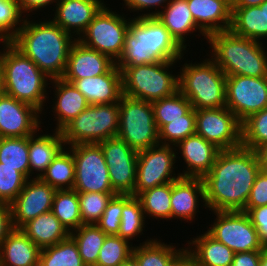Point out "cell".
<instances>
[{"label": "cell", "instance_id": "26", "mask_svg": "<svg viewBox=\"0 0 267 266\" xmlns=\"http://www.w3.org/2000/svg\"><path fill=\"white\" fill-rule=\"evenodd\" d=\"M55 88L54 96L55 106H53V114L57 122L56 129L61 131L70 121L76 118L88 106L85 96L72 84L66 82L62 78H54L50 80Z\"/></svg>", "mask_w": 267, "mask_h": 266}, {"label": "cell", "instance_id": "47", "mask_svg": "<svg viewBox=\"0 0 267 266\" xmlns=\"http://www.w3.org/2000/svg\"><path fill=\"white\" fill-rule=\"evenodd\" d=\"M123 211V194H117L108 202L104 213L96 225L107 235H117Z\"/></svg>", "mask_w": 267, "mask_h": 266}, {"label": "cell", "instance_id": "13", "mask_svg": "<svg viewBox=\"0 0 267 266\" xmlns=\"http://www.w3.org/2000/svg\"><path fill=\"white\" fill-rule=\"evenodd\" d=\"M217 216L207 232L234 253L262 250L258 232L246 212L214 211Z\"/></svg>", "mask_w": 267, "mask_h": 266}, {"label": "cell", "instance_id": "32", "mask_svg": "<svg viewBox=\"0 0 267 266\" xmlns=\"http://www.w3.org/2000/svg\"><path fill=\"white\" fill-rule=\"evenodd\" d=\"M65 147L57 154L40 179L56 190L73 189L75 162L72 151Z\"/></svg>", "mask_w": 267, "mask_h": 266}, {"label": "cell", "instance_id": "7", "mask_svg": "<svg viewBox=\"0 0 267 266\" xmlns=\"http://www.w3.org/2000/svg\"><path fill=\"white\" fill-rule=\"evenodd\" d=\"M176 61H157L138 66H126L121 70L122 92L130 98L154 102L175 94L179 76L169 68Z\"/></svg>", "mask_w": 267, "mask_h": 266}, {"label": "cell", "instance_id": "60", "mask_svg": "<svg viewBox=\"0 0 267 266\" xmlns=\"http://www.w3.org/2000/svg\"><path fill=\"white\" fill-rule=\"evenodd\" d=\"M2 93L1 77H0V94Z\"/></svg>", "mask_w": 267, "mask_h": 266}, {"label": "cell", "instance_id": "50", "mask_svg": "<svg viewBox=\"0 0 267 266\" xmlns=\"http://www.w3.org/2000/svg\"><path fill=\"white\" fill-rule=\"evenodd\" d=\"M13 229L10 204L0 202V245Z\"/></svg>", "mask_w": 267, "mask_h": 266}, {"label": "cell", "instance_id": "35", "mask_svg": "<svg viewBox=\"0 0 267 266\" xmlns=\"http://www.w3.org/2000/svg\"><path fill=\"white\" fill-rule=\"evenodd\" d=\"M28 137L0 138L1 166L16 168L27 179L30 178Z\"/></svg>", "mask_w": 267, "mask_h": 266}, {"label": "cell", "instance_id": "15", "mask_svg": "<svg viewBox=\"0 0 267 266\" xmlns=\"http://www.w3.org/2000/svg\"><path fill=\"white\" fill-rule=\"evenodd\" d=\"M226 107L242 123L267 107V76H226Z\"/></svg>", "mask_w": 267, "mask_h": 266}, {"label": "cell", "instance_id": "45", "mask_svg": "<svg viewBox=\"0 0 267 266\" xmlns=\"http://www.w3.org/2000/svg\"><path fill=\"white\" fill-rule=\"evenodd\" d=\"M23 20L17 0H0V42L10 41L21 28Z\"/></svg>", "mask_w": 267, "mask_h": 266}, {"label": "cell", "instance_id": "33", "mask_svg": "<svg viewBox=\"0 0 267 266\" xmlns=\"http://www.w3.org/2000/svg\"><path fill=\"white\" fill-rule=\"evenodd\" d=\"M107 234L96 224H83L70 233L86 266H94Z\"/></svg>", "mask_w": 267, "mask_h": 266}, {"label": "cell", "instance_id": "30", "mask_svg": "<svg viewBox=\"0 0 267 266\" xmlns=\"http://www.w3.org/2000/svg\"><path fill=\"white\" fill-rule=\"evenodd\" d=\"M187 246L193 255L196 266L232 265L234 251L217 241L207 231L193 238ZM192 247L194 248L192 249Z\"/></svg>", "mask_w": 267, "mask_h": 266}, {"label": "cell", "instance_id": "44", "mask_svg": "<svg viewBox=\"0 0 267 266\" xmlns=\"http://www.w3.org/2000/svg\"><path fill=\"white\" fill-rule=\"evenodd\" d=\"M117 193L78 192L82 224H96Z\"/></svg>", "mask_w": 267, "mask_h": 266}, {"label": "cell", "instance_id": "49", "mask_svg": "<svg viewBox=\"0 0 267 266\" xmlns=\"http://www.w3.org/2000/svg\"><path fill=\"white\" fill-rule=\"evenodd\" d=\"M247 214L258 232L260 242L267 247V205L252 208Z\"/></svg>", "mask_w": 267, "mask_h": 266}, {"label": "cell", "instance_id": "21", "mask_svg": "<svg viewBox=\"0 0 267 266\" xmlns=\"http://www.w3.org/2000/svg\"><path fill=\"white\" fill-rule=\"evenodd\" d=\"M65 81L72 83L89 105L119 103L123 95L121 70L116 65L106 74Z\"/></svg>", "mask_w": 267, "mask_h": 266}, {"label": "cell", "instance_id": "51", "mask_svg": "<svg viewBox=\"0 0 267 266\" xmlns=\"http://www.w3.org/2000/svg\"><path fill=\"white\" fill-rule=\"evenodd\" d=\"M261 250L234 253L231 266H259Z\"/></svg>", "mask_w": 267, "mask_h": 266}, {"label": "cell", "instance_id": "22", "mask_svg": "<svg viewBox=\"0 0 267 266\" xmlns=\"http://www.w3.org/2000/svg\"><path fill=\"white\" fill-rule=\"evenodd\" d=\"M175 147L187 164L181 177L203 178L210 172L220 149L197 134L186 137Z\"/></svg>", "mask_w": 267, "mask_h": 266}, {"label": "cell", "instance_id": "46", "mask_svg": "<svg viewBox=\"0 0 267 266\" xmlns=\"http://www.w3.org/2000/svg\"><path fill=\"white\" fill-rule=\"evenodd\" d=\"M27 180L16 168L1 166L0 162V202L11 204L22 191Z\"/></svg>", "mask_w": 267, "mask_h": 266}, {"label": "cell", "instance_id": "36", "mask_svg": "<svg viewBox=\"0 0 267 266\" xmlns=\"http://www.w3.org/2000/svg\"><path fill=\"white\" fill-rule=\"evenodd\" d=\"M143 228H145V216L141 201L131 194H123V211L117 236L130 241L142 235Z\"/></svg>", "mask_w": 267, "mask_h": 266}, {"label": "cell", "instance_id": "24", "mask_svg": "<svg viewBox=\"0 0 267 266\" xmlns=\"http://www.w3.org/2000/svg\"><path fill=\"white\" fill-rule=\"evenodd\" d=\"M164 8L162 11L155 10L146 14L142 13V15L140 13L137 17H156L184 50L187 47L185 35L188 33L199 30L198 32L207 39V36L197 27L187 0H170Z\"/></svg>", "mask_w": 267, "mask_h": 266}, {"label": "cell", "instance_id": "37", "mask_svg": "<svg viewBox=\"0 0 267 266\" xmlns=\"http://www.w3.org/2000/svg\"><path fill=\"white\" fill-rule=\"evenodd\" d=\"M173 245L164 244L158 239H150L133 248L132 256L139 266H168L170 261L181 251Z\"/></svg>", "mask_w": 267, "mask_h": 266}, {"label": "cell", "instance_id": "41", "mask_svg": "<svg viewBox=\"0 0 267 266\" xmlns=\"http://www.w3.org/2000/svg\"><path fill=\"white\" fill-rule=\"evenodd\" d=\"M131 242L117 235H107L94 266H119L133 253Z\"/></svg>", "mask_w": 267, "mask_h": 266}, {"label": "cell", "instance_id": "54", "mask_svg": "<svg viewBox=\"0 0 267 266\" xmlns=\"http://www.w3.org/2000/svg\"><path fill=\"white\" fill-rule=\"evenodd\" d=\"M168 266H196L192 253L188 248L182 250L170 261Z\"/></svg>", "mask_w": 267, "mask_h": 266}, {"label": "cell", "instance_id": "56", "mask_svg": "<svg viewBox=\"0 0 267 266\" xmlns=\"http://www.w3.org/2000/svg\"><path fill=\"white\" fill-rule=\"evenodd\" d=\"M266 0H233L231 7H252L259 6Z\"/></svg>", "mask_w": 267, "mask_h": 266}, {"label": "cell", "instance_id": "2", "mask_svg": "<svg viewBox=\"0 0 267 266\" xmlns=\"http://www.w3.org/2000/svg\"><path fill=\"white\" fill-rule=\"evenodd\" d=\"M23 15L21 28L10 42L49 78H61L70 49L77 38H73L53 20L36 23L26 19L25 13Z\"/></svg>", "mask_w": 267, "mask_h": 266}, {"label": "cell", "instance_id": "23", "mask_svg": "<svg viewBox=\"0 0 267 266\" xmlns=\"http://www.w3.org/2000/svg\"><path fill=\"white\" fill-rule=\"evenodd\" d=\"M204 196L202 178L180 177L171 182V219L180 218L187 222L192 221L198 212L200 200L205 206Z\"/></svg>", "mask_w": 267, "mask_h": 266}, {"label": "cell", "instance_id": "20", "mask_svg": "<svg viewBox=\"0 0 267 266\" xmlns=\"http://www.w3.org/2000/svg\"><path fill=\"white\" fill-rule=\"evenodd\" d=\"M104 6L102 0H58L52 20L78 39Z\"/></svg>", "mask_w": 267, "mask_h": 266}, {"label": "cell", "instance_id": "61", "mask_svg": "<svg viewBox=\"0 0 267 266\" xmlns=\"http://www.w3.org/2000/svg\"><path fill=\"white\" fill-rule=\"evenodd\" d=\"M230 4H232L233 0H227Z\"/></svg>", "mask_w": 267, "mask_h": 266}, {"label": "cell", "instance_id": "53", "mask_svg": "<svg viewBox=\"0 0 267 266\" xmlns=\"http://www.w3.org/2000/svg\"><path fill=\"white\" fill-rule=\"evenodd\" d=\"M57 1L58 0H17V3L23 14L24 12L29 13L36 10H42V8H45L54 2L56 5Z\"/></svg>", "mask_w": 267, "mask_h": 266}, {"label": "cell", "instance_id": "8", "mask_svg": "<svg viewBox=\"0 0 267 266\" xmlns=\"http://www.w3.org/2000/svg\"><path fill=\"white\" fill-rule=\"evenodd\" d=\"M119 129V103L89 105L62 130L68 144H98L116 137Z\"/></svg>", "mask_w": 267, "mask_h": 266}, {"label": "cell", "instance_id": "57", "mask_svg": "<svg viewBox=\"0 0 267 266\" xmlns=\"http://www.w3.org/2000/svg\"><path fill=\"white\" fill-rule=\"evenodd\" d=\"M259 266H267V247H264L261 250V258Z\"/></svg>", "mask_w": 267, "mask_h": 266}, {"label": "cell", "instance_id": "5", "mask_svg": "<svg viewBox=\"0 0 267 266\" xmlns=\"http://www.w3.org/2000/svg\"><path fill=\"white\" fill-rule=\"evenodd\" d=\"M214 63L226 76H267V56L262 42L240 37L230 30L207 37Z\"/></svg>", "mask_w": 267, "mask_h": 266}, {"label": "cell", "instance_id": "29", "mask_svg": "<svg viewBox=\"0 0 267 266\" xmlns=\"http://www.w3.org/2000/svg\"><path fill=\"white\" fill-rule=\"evenodd\" d=\"M20 229L40 249L53 246L70 236L67 229L51 211L40 214Z\"/></svg>", "mask_w": 267, "mask_h": 266}, {"label": "cell", "instance_id": "25", "mask_svg": "<svg viewBox=\"0 0 267 266\" xmlns=\"http://www.w3.org/2000/svg\"><path fill=\"white\" fill-rule=\"evenodd\" d=\"M197 27L208 37L231 26V4L227 0H187Z\"/></svg>", "mask_w": 267, "mask_h": 266}, {"label": "cell", "instance_id": "48", "mask_svg": "<svg viewBox=\"0 0 267 266\" xmlns=\"http://www.w3.org/2000/svg\"><path fill=\"white\" fill-rule=\"evenodd\" d=\"M264 205H267V171L260 170L256 176L243 212L247 213L252 208Z\"/></svg>", "mask_w": 267, "mask_h": 266}, {"label": "cell", "instance_id": "6", "mask_svg": "<svg viewBox=\"0 0 267 266\" xmlns=\"http://www.w3.org/2000/svg\"><path fill=\"white\" fill-rule=\"evenodd\" d=\"M178 76L179 91L195 110L226 107V75L210 57L184 63Z\"/></svg>", "mask_w": 267, "mask_h": 266}, {"label": "cell", "instance_id": "38", "mask_svg": "<svg viewBox=\"0 0 267 266\" xmlns=\"http://www.w3.org/2000/svg\"><path fill=\"white\" fill-rule=\"evenodd\" d=\"M39 266H86L79 254L75 241L67 239L41 249Z\"/></svg>", "mask_w": 267, "mask_h": 266}, {"label": "cell", "instance_id": "11", "mask_svg": "<svg viewBox=\"0 0 267 266\" xmlns=\"http://www.w3.org/2000/svg\"><path fill=\"white\" fill-rule=\"evenodd\" d=\"M178 154L175 146L160 143L139 151L134 196L137 197L147 189L178 180L181 174L173 172L176 155Z\"/></svg>", "mask_w": 267, "mask_h": 266}, {"label": "cell", "instance_id": "10", "mask_svg": "<svg viewBox=\"0 0 267 266\" xmlns=\"http://www.w3.org/2000/svg\"><path fill=\"white\" fill-rule=\"evenodd\" d=\"M108 8L105 5L99 11L77 40L89 48L108 55L116 62L123 52L131 18L128 20Z\"/></svg>", "mask_w": 267, "mask_h": 266}, {"label": "cell", "instance_id": "34", "mask_svg": "<svg viewBox=\"0 0 267 266\" xmlns=\"http://www.w3.org/2000/svg\"><path fill=\"white\" fill-rule=\"evenodd\" d=\"M51 212L69 233L83 225L80 216L78 192L74 189L57 190L54 195Z\"/></svg>", "mask_w": 267, "mask_h": 266}, {"label": "cell", "instance_id": "43", "mask_svg": "<svg viewBox=\"0 0 267 266\" xmlns=\"http://www.w3.org/2000/svg\"><path fill=\"white\" fill-rule=\"evenodd\" d=\"M241 129L243 147L255 150L267 143V107L245 119Z\"/></svg>", "mask_w": 267, "mask_h": 266}, {"label": "cell", "instance_id": "58", "mask_svg": "<svg viewBox=\"0 0 267 266\" xmlns=\"http://www.w3.org/2000/svg\"><path fill=\"white\" fill-rule=\"evenodd\" d=\"M119 266H139L137 260L131 256L128 260L122 262Z\"/></svg>", "mask_w": 267, "mask_h": 266}, {"label": "cell", "instance_id": "55", "mask_svg": "<svg viewBox=\"0 0 267 266\" xmlns=\"http://www.w3.org/2000/svg\"><path fill=\"white\" fill-rule=\"evenodd\" d=\"M260 169L267 171V143L259 145L255 150Z\"/></svg>", "mask_w": 267, "mask_h": 266}, {"label": "cell", "instance_id": "40", "mask_svg": "<svg viewBox=\"0 0 267 266\" xmlns=\"http://www.w3.org/2000/svg\"><path fill=\"white\" fill-rule=\"evenodd\" d=\"M154 120L158 131L172 120L184 119L192 108L189 100L178 90L175 94L152 102Z\"/></svg>", "mask_w": 267, "mask_h": 266}, {"label": "cell", "instance_id": "18", "mask_svg": "<svg viewBox=\"0 0 267 266\" xmlns=\"http://www.w3.org/2000/svg\"><path fill=\"white\" fill-rule=\"evenodd\" d=\"M41 112L34 106L0 94V138L28 137L39 131Z\"/></svg>", "mask_w": 267, "mask_h": 266}, {"label": "cell", "instance_id": "3", "mask_svg": "<svg viewBox=\"0 0 267 266\" xmlns=\"http://www.w3.org/2000/svg\"><path fill=\"white\" fill-rule=\"evenodd\" d=\"M185 50L156 17L131 19L124 48L115 65L138 66L157 61L181 60Z\"/></svg>", "mask_w": 267, "mask_h": 266}, {"label": "cell", "instance_id": "59", "mask_svg": "<svg viewBox=\"0 0 267 266\" xmlns=\"http://www.w3.org/2000/svg\"><path fill=\"white\" fill-rule=\"evenodd\" d=\"M266 37H267V0L265 1Z\"/></svg>", "mask_w": 267, "mask_h": 266}, {"label": "cell", "instance_id": "28", "mask_svg": "<svg viewBox=\"0 0 267 266\" xmlns=\"http://www.w3.org/2000/svg\"><path fill=\"white\" fill-rule=\"evenodd\" d=\"M37 132L28 136V157L30 177L35 170L37 171L35 178H40L53 159L64 148L65 143L61 131L55 130L52 135L43 134L39 136Z\"/></svg>", "mask_w": 267, "mask_h": 266}, {"label": "cell", "instance_id": "42", "mask_svg": "<svg viewBox=\"0 0 267 266\" xmlns=\"http://www.w3.org/2000/svg\"><path fill=\"white\" fill-rule=\"evenodd\" d=\"M195 123V109L192 107L184 115V119L172 120L159 130L160 144L176 146L186 137L196 134Z\"/></svg>", "mask_w": 267, "mask_h": 266}, {"label": "cell", "instance_id": "14", "mask_svg": "<svg viewBox=\"0 0 267 266\" xmlns=\"http://www.w3.org/2000/svg\"><path fill=\"white\" fill-rule=\"evenodd\" d=\"M196 134L220 150L242 146L241 122L227 108L195 110Z\"/></svg>", "mask_w": 267, "mask_h": 266}, {"label": "cell", "instance_id": "19", "mask_svg": "<svg viewBox=\"0 0 267 266\" xmlns=\"http://www.w3.org/2000/svg\"><path fill=\"white\" fill-rule=\"evenodd\" d=\"M113 61L108 55L85 46L78 41L70 49L63 80H77L85 77H94L106 74L113 66Z\"/></svg>", "mask_w": 267, "mask_h": 266}, {"label": "cell", "instance_id": "1", "mask_svg": "<svg viewBox=\"0 0 267 266\" xmlns=\"http://www.w3.org/2000/svg\"><path fill=\"white\" fill-rule=\"evenodd\" d=\"M260 166L254 150L240 146L220 150L203 178L205 208L209 211H243Z\"/></svg>", "mask_w": 267, "mask_h": 266}, {"label": "cell", "instance_id": "27", "mask_svg": "<svg viewBox=\"0 0 267 266\" xmlns=\"http://www.w3.org/2000/svg\"><path fill=\"white\" fill-rule=\"evenodd\" d=\"M41 249L14 228L0 245V266H39Z\"/></svg>", "mask_w": 267, "mask_h": 266}, {"label": "cell", "instance_id": "39", "mask_svg": "<svg viewBox=\"0 0 267 266\" xmlns=\"http://www.w3.org/2000/svg\"><path fill=\"white\" fill-rule=\"evenodd\" d=\"M137 198L141 201L145 218L149 215L156 219H171V182L147 189Z\"/></svg>", "mask_w": 267, "mask_h": 266}, {"label": "cell", "instance_id": "31", "mask_svg": "<svg viewBox=\"0 0 267 266\" xmlns=\"http://www.w3.org/2000/svg\"><path fill=\"white\" fill-rule=\"evenodd\" d=\"M231 8L229 30L233 34L259 42L266 38L265 2L259 6Z\"/></svg>", "mask_w": 267, "mask_h": 266}, {"label": "cell", "instance_id": "4", "mask_svg": "<svg viewBox=\"0 0 267 266\" xmlns=\"http://www.w3.org/2000/svg\"><path fill=\"white\" fill-rule=\"evenodd\" d=\"M0 77L2 92L43 111L47 98V81L51 80L10 41H1ZM44 102V103H43Z\"/></svg>", "mask_w": 267, "mask_h": 266}, {"label": "cell", "instance_id": "52", "mask_svg": "<svg viewBox=\"0 0 267 266\" xmlns=\"http://www.w3.org/2000/svg\"><path fill=\"white\" fill-rule=\"evenodd\" d=\"M123 1L126 4L125 6H127L129 10L131 9V11L135 12L137 10L138 11L140 10L142 12L143 9L145 11V9L146 10L149 8L152 9V7L155 8L157 6H162L164 9L163 4L166 2H167L166 4H168L170 2V0H123Z\"/></svg>", "mask_w": 267, "mask_h": 266}, {"label": "cell", "instance_id": "17", "mask_svg": "<svg viewBox=\"0 0 267 266\" xmlns=\"http://www.w3.org/2000/svg\"><path fill=\"white\" fill-rule=\"evenodd\" d=\"M56 191L40 178L28 179L22 191L10 204L13 227L20 229L40 214L50 212Z\"/></svg>", "mask_w": 267, "mask_h": 266}, {"label": "cell", "instance_id": "12", "mask_svg": "<svg viewBox=\"0 0 267 266\" xmlns=\"http://www.w3.org/2000/svg\"><path fill=\"white\" fill-rule=\"evenodd\" d=\"M75 162L77 192L116 193L112 186L104 154L98 144L70 145Z\"/></svg>", "mask_w": 267, "mask_h": 266}, {"label": "cell", "instance_id": "9", "mask_svg": "<svg viewBox=\"0 0 267 266\" xmlns=\"http://www.w3.org/2000/svg\"><path fill=\"white\" fill-rule=\"evenodd\" d=\"M117 137L137 152L159 144L152 103L122 95Z\"/></svg>", "mask_w": 267, "mask_h": 266}, {"label": "cell", "instance_id": "16", "mask_svg": "<svg viewBox=\"0 0 267 266\" xmlns=\"http://www.w3.org/2000/svg\"><path fill=\"white\" fill-rule=\"evenodd\" d=\"M108 166L111 186L117 194L134 196L138 152L116 137L98 143Z\"/></svg>", "mask_w": 267, "mask_h": 266}]
</instances>
